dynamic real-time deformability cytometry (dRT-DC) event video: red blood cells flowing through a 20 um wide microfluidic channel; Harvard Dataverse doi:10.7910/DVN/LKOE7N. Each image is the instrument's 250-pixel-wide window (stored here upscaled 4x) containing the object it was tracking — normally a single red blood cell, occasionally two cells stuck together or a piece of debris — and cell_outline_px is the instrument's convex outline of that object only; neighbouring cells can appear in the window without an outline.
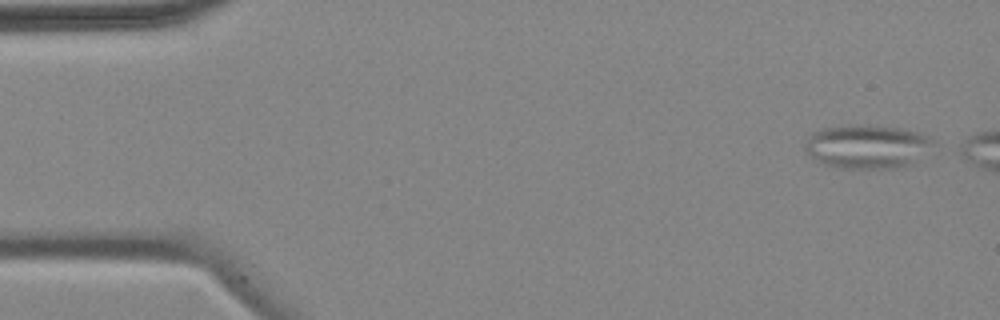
{"species": "common noctule bat (a hibernating species)", "species_latin": "Nyctalus noctula", "temperature_condition": "cold", "stored_images_in_passage": 13, "camera_frame_rate_fps": 3000, "um_per_image_px": 0.085, "animal": {"sex": "female", "body_mass_g": 18.4}, "frame": {"image": 1, "passage_image": 1, "time_ms": 0.0, "image_size_px": [1000, 320], "cell_outline_px": [[940, 144], [908, 164], [896, 168], [840, 168], [824, 164], [816, 160], [804, 148], [804, 144], [808, 136], [812, 132], [820, 128], [856, 124], [868, 124], [900, 128], [916, 132], [928, 136], [936, 140]], "centroid_in_image_um": [73.73, 12.43], "position_along_channel_um": 11.3, "area_um2": 33.06}}